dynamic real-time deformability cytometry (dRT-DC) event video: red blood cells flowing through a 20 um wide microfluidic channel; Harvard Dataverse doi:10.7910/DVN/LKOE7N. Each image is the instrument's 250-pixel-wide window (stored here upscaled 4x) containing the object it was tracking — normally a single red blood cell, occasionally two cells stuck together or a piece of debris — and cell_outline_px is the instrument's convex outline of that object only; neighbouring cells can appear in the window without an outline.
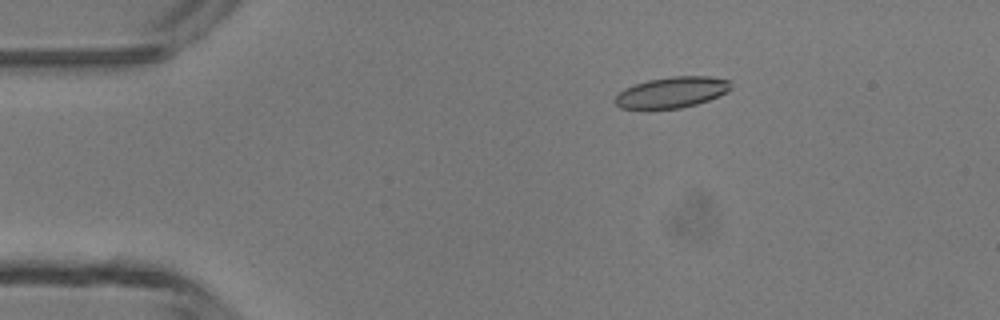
{"species": "common noctule bat (a hibernating species)", "species_latin": "Nyctalus noctula", "temperature_condition": "room temperature", "stored_images_in_passage": 5, "camera_frame_rate_fps": 3000, "um_per_image_px": 0.085, "animal": {"sex": "male", "body_mass_g": 13.3}, "frame": {"image": 1, "passage_image": 2, "time_ms": 2.0, "image_size_px": [1000, 320], "cell_outline_px": [[732, 88], [728, 92], [720, 96], [696, 104], [680, 108], [620, 108], [612, 100], [624, 88], [648, 80], [672, 76], [712, 76], [732, 80]], "centroid_in_image_um": [57.17, 7.83], "position_along_channel_um": 27.8, "area_um2": 20.98}}
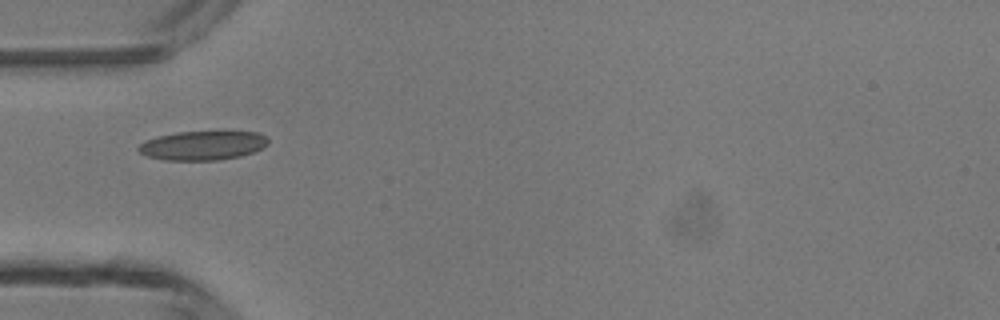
{"frame": {"image": 2, "passage_image": 4, "time_ms": 4.333, "image_size_px": [1000, 320], "cell_outline_px": [[268, 144], [264, 148], [240, 156], [216, 160], [164, 160], [148, 156], [140, 152], [136, 148], [144, 140], [176, 132], [256, 132], [264, 136], [268, 140]], "centroid_in_image_um": [17.21, 12.37], "position_along_channel_um": 67.8, "area_um2": 21.79}}
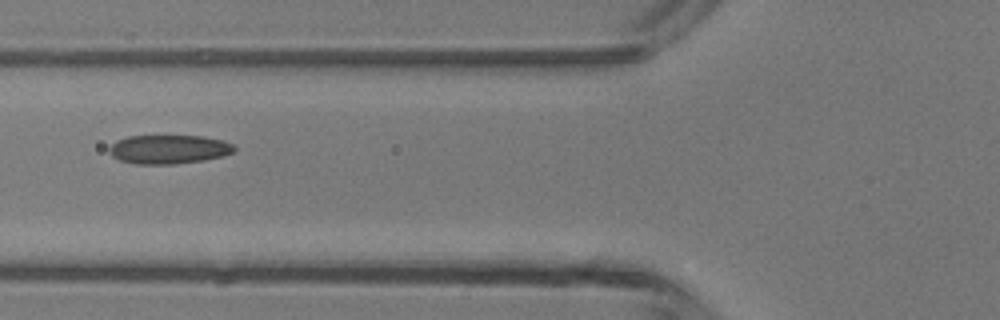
{"frame": {"image": 3, "passage_image": 5, "time_ms": 5.333, "image_size_px": [1000, 320], "cell_outline_px": [[236, 148], [232, 152], [220, 156], [204, 160], [172, 164], [136, 164], [120, 160], [112, 156], [108, 148], [116, 140], [128, 136], [204, 136], [224, 140], [232, 144]], "centroid_in_image_um": [14.33, 12.68], "position_along_channel_um": 111.5, "area_um2": 20.98}}